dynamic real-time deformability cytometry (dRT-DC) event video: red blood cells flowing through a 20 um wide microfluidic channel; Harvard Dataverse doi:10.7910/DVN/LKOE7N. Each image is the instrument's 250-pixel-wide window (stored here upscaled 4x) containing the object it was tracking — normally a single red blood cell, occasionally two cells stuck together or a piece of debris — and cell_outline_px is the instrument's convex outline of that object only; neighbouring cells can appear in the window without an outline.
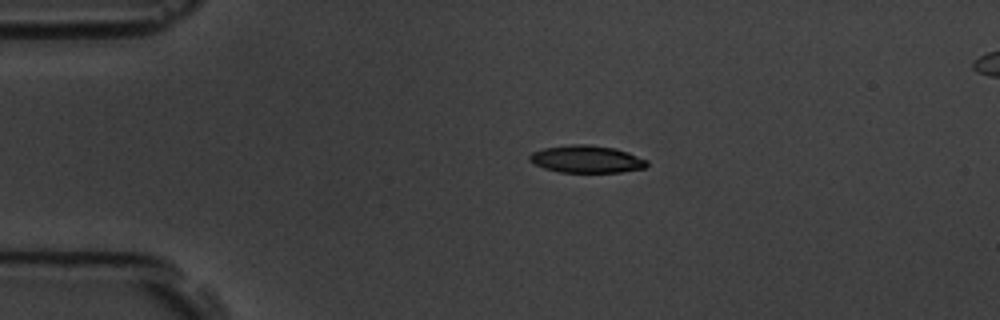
{"species": "common noctule bat (a hibernating species)", "species_latin": "Nyctalus noctula", "temperature_condition": "room temperature", "stored_images_in_passage": 4, "camera_frame_rate_fps": 3000, "um_per_image_px": 0.085, "animal": {"sex": "male", "body_mass_g": 19.5, "forearm_length_mm": 54.6}, "frame": {"image": 1, "passage_image": 1, "time_ms": 0.0, "image_size_px": [1000, 320], "cell_outline_px": [[648, 164], [644, 168], [620, 172], [560, 172], [544, 168], [528, 160], [528, 156], [532, 152], [544, 148], [572, 144], [588, 144], [616, 148], [628, 152], [648, 160]], "centroid_in_image_um": [49.86, 13.52], "position_along_channel_um": 35.1, "area_um2": 18.73}}
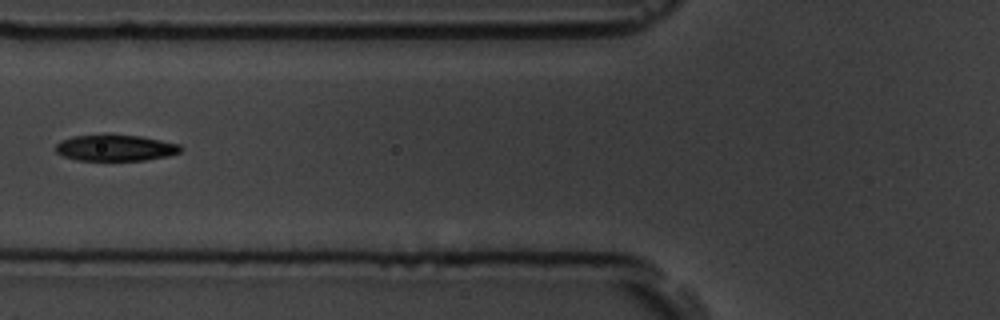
{"frame": {"image": 2, "passage_image": 4, "time_ms": 3.333, "image_size_px": [1000, 320], "cell_outline_px": [[184, 148], [180, 152], [168, 156], [144, 160], [76, 160], [64, 156], [56, 152], [56, 144], [60, 140], [72, 136], [108, 132], [140, 136], [180, 144]], "centroid_in_image_um": [9.79, 12.53], "position_along_channel_um": 116.0, "area_um2": 19.71}}